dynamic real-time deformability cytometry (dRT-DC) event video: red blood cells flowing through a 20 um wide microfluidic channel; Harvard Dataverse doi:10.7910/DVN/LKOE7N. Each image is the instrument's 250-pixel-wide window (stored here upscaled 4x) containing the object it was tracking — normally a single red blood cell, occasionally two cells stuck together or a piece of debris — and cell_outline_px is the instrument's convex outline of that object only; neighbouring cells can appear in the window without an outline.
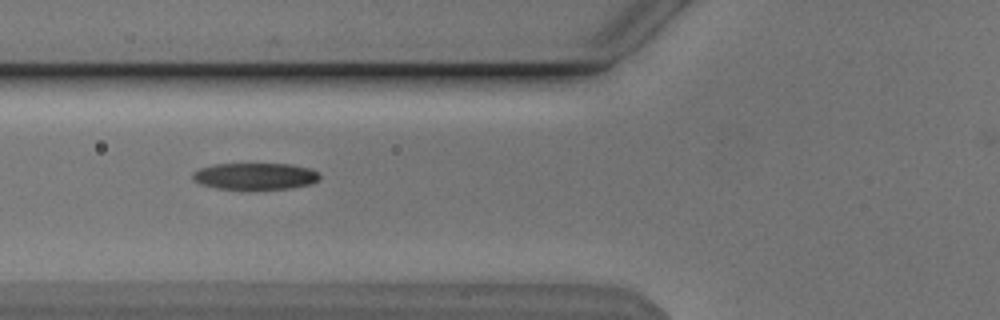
{"species": "Egyptian fruit bat (a non-hibernating species)", "species_latin": "Rousettus aegyptiacus", "temperature_condition": "cold", "stored_images_in_passage": 39, "camera_frame_rate_fps": 3000, "um_per_image_px": 0.085, "animal": {"sex": "male"}, "frame": {"image": 1, "passage_image": 9, "time_ms": 2.667, "image_size_px": [1000, 320], "cell_outline_px": [[320, 176], [312, 184], [292, 188], [216, 188], [200, 184], [192, 180], [192, 172], [200, 168], [212, 164], [292, 164], [308, 168], [316, 172]], "centroid_in_image_um": [21.64, 14.96], "position_along_channel_um": 104.2, "area_um2": 19.48}}
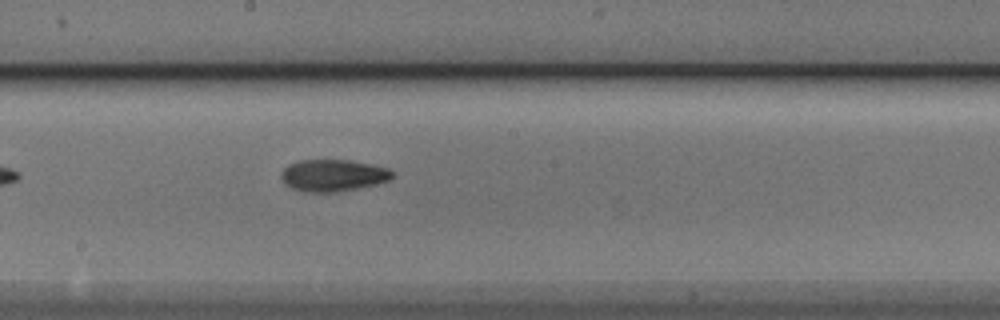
{"frame": {"image": 2, "passage_image": 18, "time_ms": 5.667, "image_size_px": [1000, 320], "cell_outline_px": [[392, 176], [388, 180], [376, 184], [340, 192], [304, 192], [292, 188], [284, 184], [280, 176], [284, 168], [288, 164], [300, 160], [348, 160], [372, 164], [388, 168], [392, 172]], "centroid_in_image_um": [28.27, 14.91], "position_along_channel_um": 219.9, "area_um2": 20.69}}
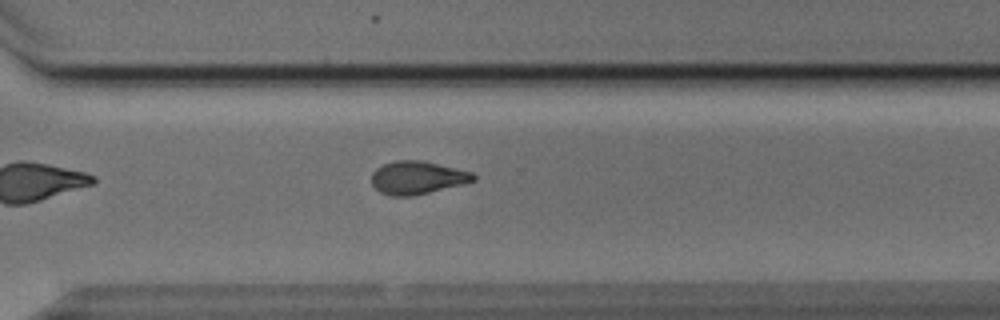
{"frame": {"image": 3, "passage_image": 27, "time_ms": 8.667, "image_size_px": [1000, 320], "cell_outline_px": [[476, 180], [412, 196], [392, 196], [380, 192], [372, 184], [372, 172], [376, 168], [384, 164], [396, 160], [420, 160], [472, 172], [476, 176]], "centroid_in_image_um": [35.43, 15.09], "position_along_channel_um": 335.2, "area_um2": 19.25}}